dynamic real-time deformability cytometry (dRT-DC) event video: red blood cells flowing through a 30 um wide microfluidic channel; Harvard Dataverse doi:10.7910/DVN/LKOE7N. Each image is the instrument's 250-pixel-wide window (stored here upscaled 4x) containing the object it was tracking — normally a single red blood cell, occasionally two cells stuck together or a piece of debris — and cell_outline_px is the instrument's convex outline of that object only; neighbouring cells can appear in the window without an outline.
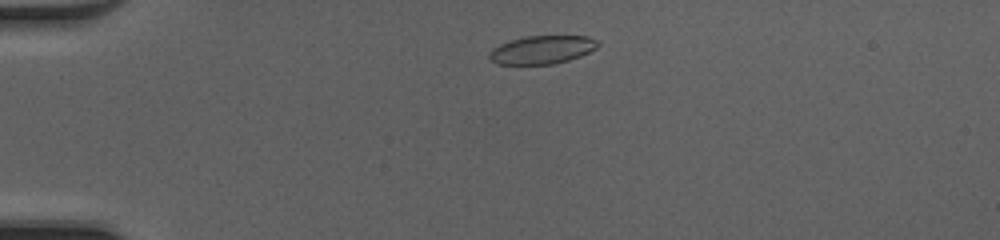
{"species": "common noctule bat (a hibernating species)", "species_latin": "Nyctalus noctula", "temperature_condition": "cold", "stored_images_in_passage": 41, "camera_frame_rate_fps": 3000, "um_per_image_px": 0.085, "animal": {"sex": "female", "body_mass_g": 20.0, "forearm_length_mm": 54.0}, "frame": {"image": 1, "passage_image": 4, "time_ms": 1.0, "image_size_px": [1000, 240], "cell_outline_px": [[600, 44], [596, 48], [580, 56], [568, 60], [552, 64], [496, 64], [488, 60], [488, 52], [492, 48], [500, 44], [512, 40], [528, 36], [588, 36], [596, 40]], "centroid_in_image_um": [46.03, 4.23], "position_along_channel_um": 39.0, "area_um2": 17.86}}
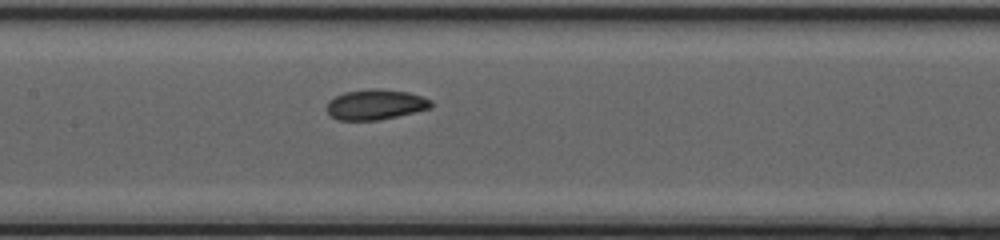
{"frame": {"image": 2, "passage_image": 17, "time_ms": 5.333, "image_size_px": [1000, 240], "cell_outline_px": [[432, 108], [396, 116], [376, 120], [340, 120], [332, 116], [328, 112], [328, 100], [344, 92], [376, 88], [408, 92], [432, 100]], "centroid_in_image_um": [31.93, 8.88], "position_along_channel_um": 175.5, "area_um2": 18.15}}
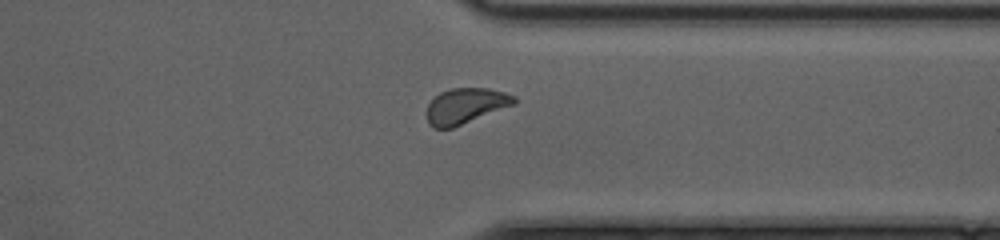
{"frame": {"image": 3, "passage_image": 31, "time_ms": 10.0, "image_size_px": [1000, 240], "cell_outline_px": [[516, 104], [452, 128], [432, 128], [428, 124], [428, 104], [440, 92], [452, 88], [488, 88], [504, 92], [516, 96]], "centroid_in_image_um": [39.6, 9.0], "position_along_channel_um": 371.8, "area_um2": 18.03}, "authors_computed_cell_mechanics": {"area_um2": 18.2648, "velocity_mm_per_s": 4.2165, "shape_relaxation_time_tau1_ms": 3.4602, "shape_relaxation_time_tau2_ms": 4.5707, "deformation_change_tau1": 0.1109, "deformation_change_tau2": 0.0951}}